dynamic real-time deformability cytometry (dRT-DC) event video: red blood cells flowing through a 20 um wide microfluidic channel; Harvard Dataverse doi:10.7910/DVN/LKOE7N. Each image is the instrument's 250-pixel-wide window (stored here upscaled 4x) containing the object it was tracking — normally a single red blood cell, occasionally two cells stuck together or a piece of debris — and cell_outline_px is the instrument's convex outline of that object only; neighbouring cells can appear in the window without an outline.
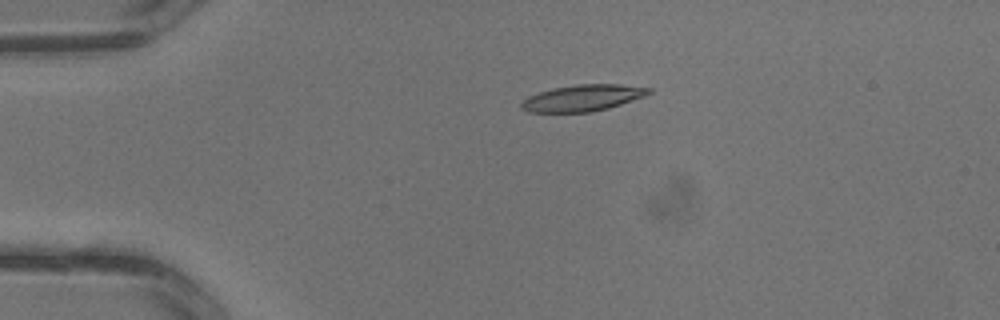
{"species": "common noctule bat (a hibernating species)", "species_latin": "Nyctalus noctula", "temperature_condition": "warm", "stored_images_in_passage": 2, "camera_frame_rate_fps": 3000, "um_per_image_px": 0.085, "animal": {"sex": "male", "body_mass_g": 13.3}, "frame": {"image": 1, "passage_image": 2, "time_ms": 0.333, "image_size_px": [1000, 320], "cell_outline_px": [[652, 92], [644, 96], [608, 108], [588, 112], [528, 112], [520, 108], [520, 104], [528, 96], [552, 88], [576, 84], [620, 84], [652, 88]], "centroid_in_image_um": [49.52, 8.32], "position_along_channel_um": 35.5, "area_um2": 19.54}}